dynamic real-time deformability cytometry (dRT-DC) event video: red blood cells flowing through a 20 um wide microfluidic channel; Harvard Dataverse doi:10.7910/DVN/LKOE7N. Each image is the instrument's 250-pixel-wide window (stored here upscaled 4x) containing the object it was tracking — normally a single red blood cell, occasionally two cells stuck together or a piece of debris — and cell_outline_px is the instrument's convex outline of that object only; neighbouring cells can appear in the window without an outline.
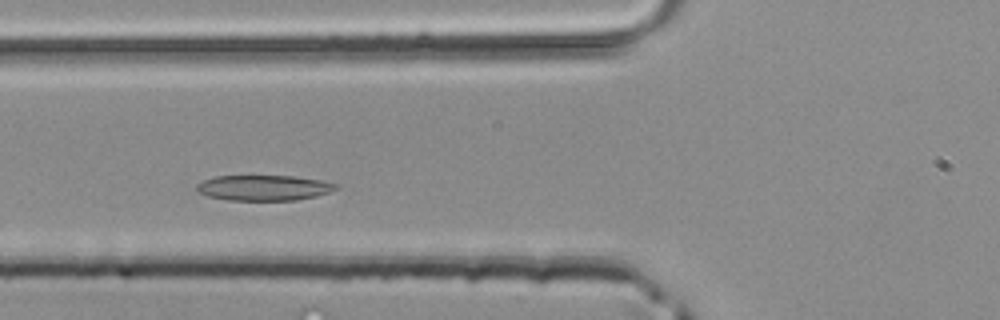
{"species": "common noctule bat (a hibernating species)", "species_latin": "Nyctalus noctula", "temperature_condition": "room temperature", "stored_images_in_passage": 26, "camera_frame_rate_fps": 3000, "um_per_image_px": 0.085, "animal": {"sex": "male", "body_mass_g": 20.4}, "frame": {"image": 1, "passage_image": 5, "time_ms": 1.333, "image_size_px": [1000, 320], "cell_outline_px": [[336, 188], [328, 192], [316, 196], [296, 200], [228, 200], [208, 196], [196, 192], [196, 184], [204, 180], [216, 176], [292, 176], [320, 180], [336, 184]], "centroid_in_image_um": [22.36, 15.96], "position_along_channel_um": 103.4, "area_um2": 20.46}}
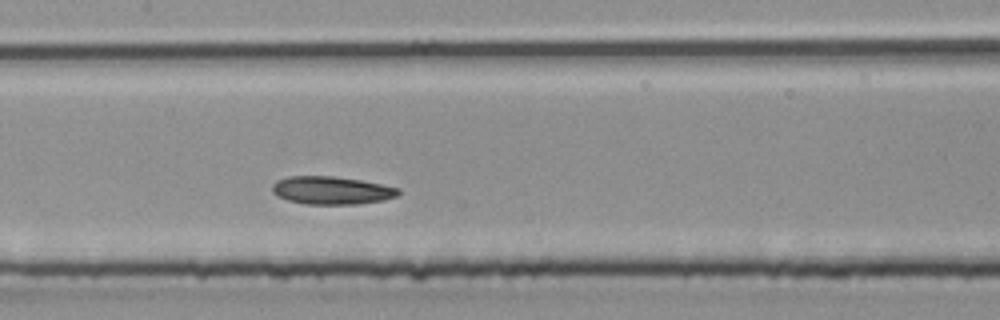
{"frame": {"image": 2, "passage_image": 10, "time_ms": 3.0, "image_size_px": [1000, 320], "cell_outline_px": [[400, 192], [396, 196], [384, 200], [356, 204], [304, 204], [288, 200], [276, 196], [272, 192], [272, 184], [276, 180], [288, 176], [332, 176], [360, 180], [400, 188]], "centroid_in_image_um": [28.14, 16.18], "position_along_channel_um": 179.3, "area_um2": 20.58}}
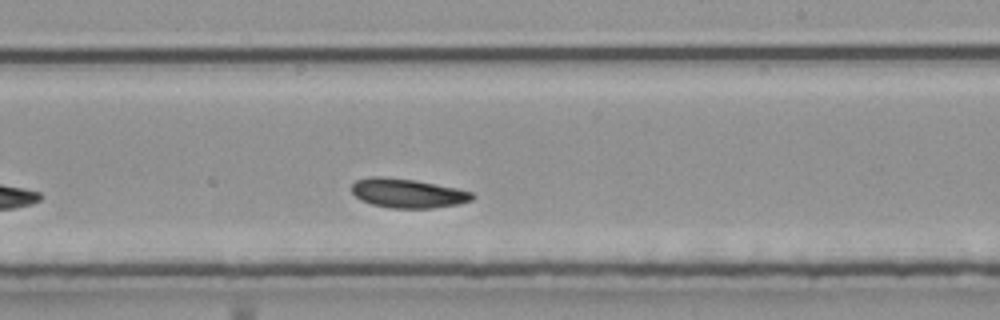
{"frame": {"image": 3, "passage_image": 15, "time_ms": 4.667, "image_size_px": [1000, 320], "cell_outline_px": [[476, 196], [472, 200], [460, 204], [432, 208], [388, 208], [372, 204], [360, 200], [352, 192], [352, 184], [356, 180], [368, 176], [380, 176], [412, 180], [456, 188], [472, 192]], "centroid_in_image_um": [34.64, 16.43], "position_along_channel_um": 254.4, "area_um2": 20.52}}